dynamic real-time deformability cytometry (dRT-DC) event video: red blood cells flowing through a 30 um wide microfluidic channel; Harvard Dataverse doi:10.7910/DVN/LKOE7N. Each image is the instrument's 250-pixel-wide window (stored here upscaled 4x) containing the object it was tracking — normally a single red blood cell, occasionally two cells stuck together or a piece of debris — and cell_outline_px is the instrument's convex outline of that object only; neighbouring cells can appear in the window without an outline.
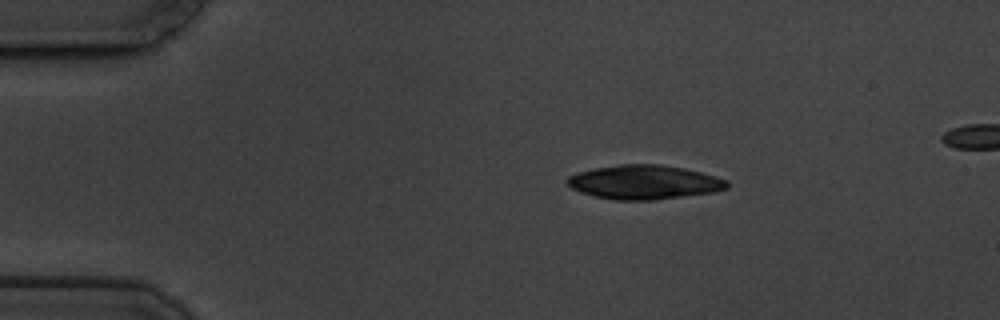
{"species": "common noctule bat (a hibernating species)", "species_latin": "Nyctalus noctula", "temperature_condition": "cold", "stored_images_in_passage": 4, "camera_frame_rate_fps": 3000, "um_per_image_px": 0.085, "animal": {"sex": "male", "body_mass_g": 19.5, "forearm_length_mm": 54.6}, "frame": {"image": 1, "passage_image": 1, "time_ms": 0.0, "image_size_px": [1000, 320], "cell_outline_px": [[728, 188], [716, 192], [652, 200], [616, 200], [596, 196], [580, 192], [572, 188], [564, 180], [568, 176], [576, 172], [592, 168], [620, 164], [660, 164], [684, 168], [716, 176], [728, 180]], "centroid_in_image_um": [54.75, 15.48], "position_along_channel_um": 30.3, "area_um2": 31.96}}